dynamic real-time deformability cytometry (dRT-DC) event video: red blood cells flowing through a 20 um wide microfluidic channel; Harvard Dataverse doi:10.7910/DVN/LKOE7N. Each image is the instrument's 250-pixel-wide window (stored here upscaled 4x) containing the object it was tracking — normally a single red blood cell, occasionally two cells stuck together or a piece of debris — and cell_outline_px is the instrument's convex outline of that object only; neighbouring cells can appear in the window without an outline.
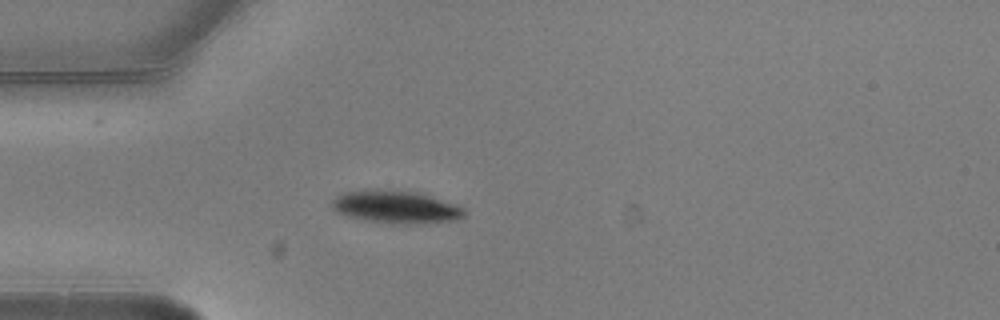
{"species": "common noctule bat (a hibernating species)", "species_latin": "Nyctalus noctula", "temperature_condition": "warm", "stored_images_in_passage": 2, "camera_frame_rate_fps": 3000, "um_per_image_px": 0.085, "animal": {"sex": "male", "body_mass_g": 20.5, "forearm_length_mm": 52.5}, "frame": {"image": 1, "passage_image": 1, "time_ms": 0.0, "image_size_px": [1000, 320], "cell_outline_px": [[468, 212], [464, 216], [456, 220], [412, 224], [408, 224], [368, 220], [348, 216], [336, 212], [332, 208], [332, 200], [340, 192], [360, 188], [380, 188], [420, 192], [456, 204], [464, 208]], "centroid_in_image_um": [33.63, 17.54], "position_along_channel_um": 51.4, "area_um2": 25.78}}